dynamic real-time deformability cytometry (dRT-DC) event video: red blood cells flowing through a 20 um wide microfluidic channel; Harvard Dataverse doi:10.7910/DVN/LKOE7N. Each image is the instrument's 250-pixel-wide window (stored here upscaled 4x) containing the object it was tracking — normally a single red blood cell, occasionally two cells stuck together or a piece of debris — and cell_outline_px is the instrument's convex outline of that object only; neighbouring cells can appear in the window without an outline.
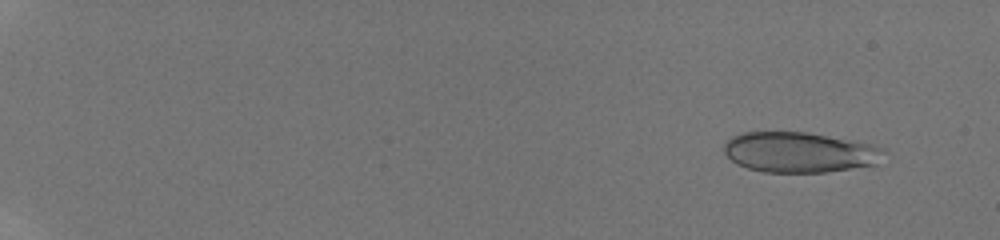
{"species": "human", "species_latin": "Homo sapiens", "temperature_condition": "room temperature", "stored_images_in_passage": 28, "camera_frame_rate_fps": 3000, "um_per_image_px": 0.085, "donor": {"sex": "male"}, "frame": {"image": 1, "passage_image": 1, "time_ms": 0.0, "image_size_px": [1000, 240], "cell_outline_px": [[888, 152], [876, 164], [828, 172], [764, 172], [748, 168], [736, 164], [724, 152], [724, 144], [732, 136], [744, 132], [808, 132], [856, 140], [888, 148]], "centroid_in_image_um": [68.03, 12.93], "position_along_channel_um": 17.0, "area_um2": 38.03}}
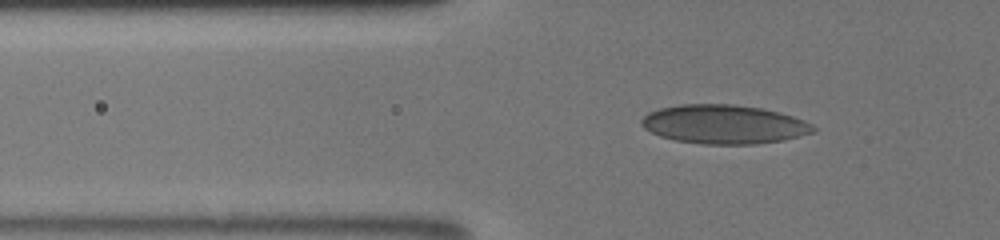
{"frame": {"image": 2, "passage_image": 22, "time_ms": 5.333, "image_size_px": [1000, 240], "cell_outline_px": [[816, 132], [784, 140], [756, 144], [700, 144], [676, 140], [660, 136], [644, 128], [640, 124], [640, 120], [648, 112], [660, 108], [680, 104], [732, 104], [760, 108], [780, 112], [804, 120], [812, 124], [816, 128]], "centroid_in_image_um": [61.55, 10.57], "position_along_channel_um": 64.3, "area_um2": 39.13}}
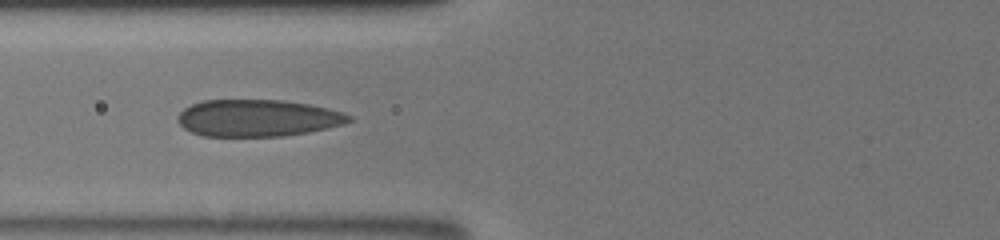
{"frame": {"image": 3, "passage_image": 27, "time_ms": 6.667, "image_size_px": [1000, 240], "cell_outline_px": [[352, 120], [344, 124], [328, 128], [308, 132], [284, 136], [204, 136], [192, 132], [184, 128], [176, 120], [176, 116], [184, 108], [192, 104], [204, 100], [284, 100], [308, 104], [328, 108], [352, 116]], "centroid_in_image_um": [21.89, 10.03], "position_along_channel_um": 103.9, "area_um2": 36.88}}